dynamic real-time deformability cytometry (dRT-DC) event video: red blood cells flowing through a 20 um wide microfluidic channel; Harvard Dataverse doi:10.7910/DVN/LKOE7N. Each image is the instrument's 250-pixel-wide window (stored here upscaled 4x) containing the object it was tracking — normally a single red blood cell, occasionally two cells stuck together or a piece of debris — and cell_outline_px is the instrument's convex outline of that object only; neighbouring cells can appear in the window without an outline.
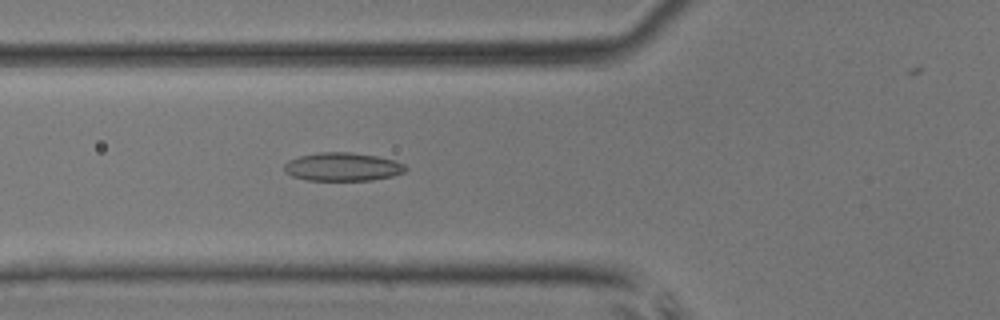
{"species": "common noctule bat (a hibernating species)", "species_latin": "Nyctalus noctula", "temperature_condition": "room temperature", "stored_images_in_passage": 47, "camera_frame_rate_fps": 3000, "um_per_image_px": 0.085, "animal": {"sex": "male", "body_mass_g": 17.9, "forearm_length_mm": 54.2}, "frame": {"image": 1, "passage_image": 17, "time_ms": 5.333, "image_size_px": [1000, 320], "cell_outline_px": [[408, 168], [404, 172], [392, 176], [372, 180], [304, 180], [292, 176], [284, 172], [284, 164], [288, 160], [300, 156], [320, 152], [348, 152], [376, 156], [392, 160], [404, 164]], "centroid_in_image_um": [29.09, 14.18], "position_along_channel_um": 96.7, "area_um2": 20.0}}
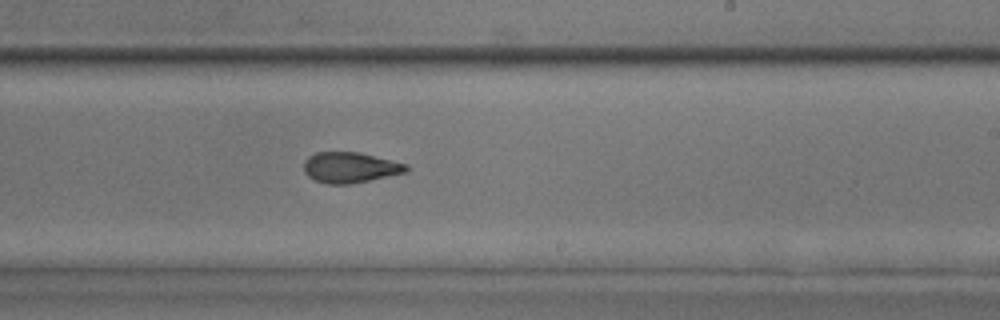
{"frame": {"image": 2, "passage_image": 28, "time_ms": 9.0, "image_size_px": [1000, 320], "cell_outline_px": [[408, 172], [352, 184], [328, 184], [316, 180], [308, 176], [304, 172], [304, 160], [308, 156], [316, 152], [360, 152], [408, 164]], "centroid_in_image_um": [29.77, 14.23], "position_along_channel_um": 259.2, "area_um2": 18.44}}
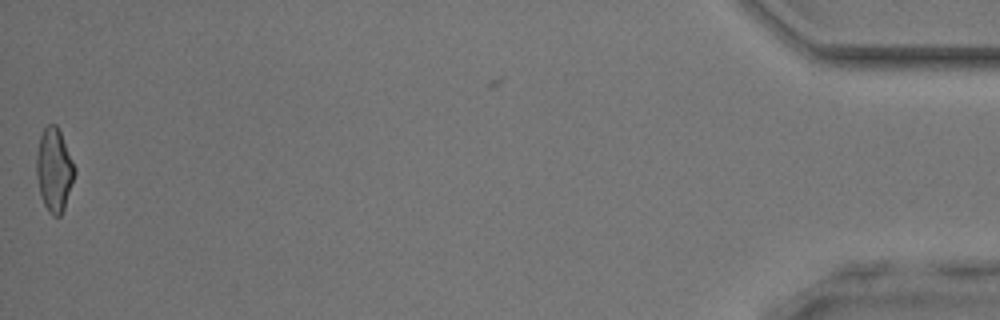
{"frame": {"image": 3, "passage_image": 46, "time_ms": 15.0, "image_size_px": [1000, 320], "cell_outline_px": [[76, 172], [64, 208], [60, 216], [52, 216], [48, 212], [44, 204], [40, 192], [36, 176], [36, 152], [40, 136], [44, 128], [48, 124], [56, 124], [60, 132], [76, 168]], "centroid_in_image_um": [4.59, 14.44], "position_along_channel_um": 430.6, "area_um2": 18.5}}